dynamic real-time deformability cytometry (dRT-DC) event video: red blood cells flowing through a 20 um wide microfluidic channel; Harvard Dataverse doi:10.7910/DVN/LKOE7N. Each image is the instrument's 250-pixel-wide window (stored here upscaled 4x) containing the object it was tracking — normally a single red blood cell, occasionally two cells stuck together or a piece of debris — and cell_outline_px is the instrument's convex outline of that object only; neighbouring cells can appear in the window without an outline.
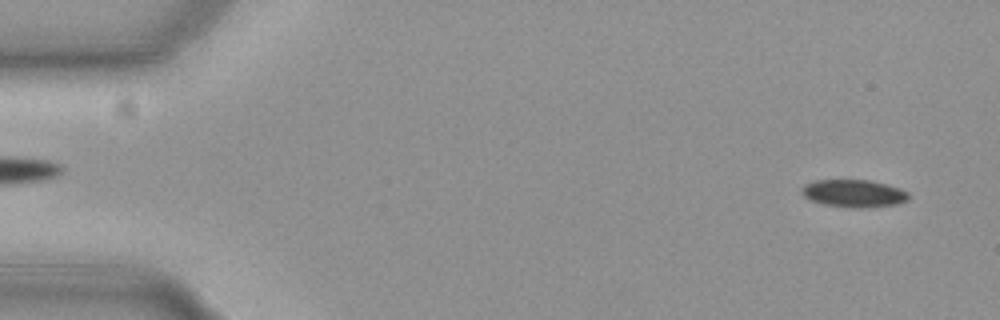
{"species": "common noctule bat (a hibernating species)", "species_latin": "Nyctalus noctula", "temperature_condition": "cold", "stored_images_in_passage": 18, "camera_frame_rate_fps": 3000, "um_per_image_px": 0.085, "animal": {"sex": "female", "body_mass_g": 19.3, "forearm_length_mm": 54.1}, "frame": {"image": 1, "passage_image": 3, "time_ms": 0.667, "image_size_px": [1000, 320], "cell_outline_px": [[908, 200], [896, 204], [868, 208], [852, 208], [824, 204], [812, 200], [804, 196], [800, 192], [800, 188], [804, 184], [816, 180], [868, 180], [884, 184], [908, 192]], "centroid_in_image_um": [72.53, 16.44], "position_along_channel_um": 12.5, "area_um2": 17.05}}
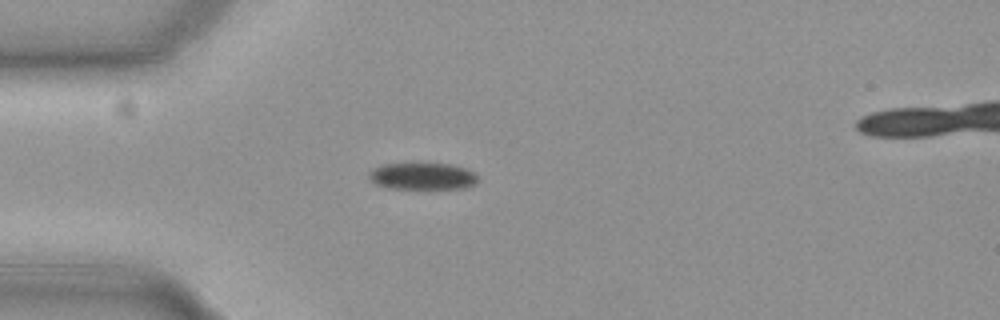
{"frame": {"image": 2, "passage_image": 15, "time_ms": 4.667, "image_size_px": [1000, 320], "cell_outline_px": [[476, 180], [472, 184], [464, 188], [388, 188], [376, 184], [368, 180], [368, 172], [372, 168], [380, 164], [452, 164], [468, 168], [476, 172]], "centroid_in_image_um": [35.86, 14.96], "position_along_channel_um": 49.1, "area_um2": 17.05}}